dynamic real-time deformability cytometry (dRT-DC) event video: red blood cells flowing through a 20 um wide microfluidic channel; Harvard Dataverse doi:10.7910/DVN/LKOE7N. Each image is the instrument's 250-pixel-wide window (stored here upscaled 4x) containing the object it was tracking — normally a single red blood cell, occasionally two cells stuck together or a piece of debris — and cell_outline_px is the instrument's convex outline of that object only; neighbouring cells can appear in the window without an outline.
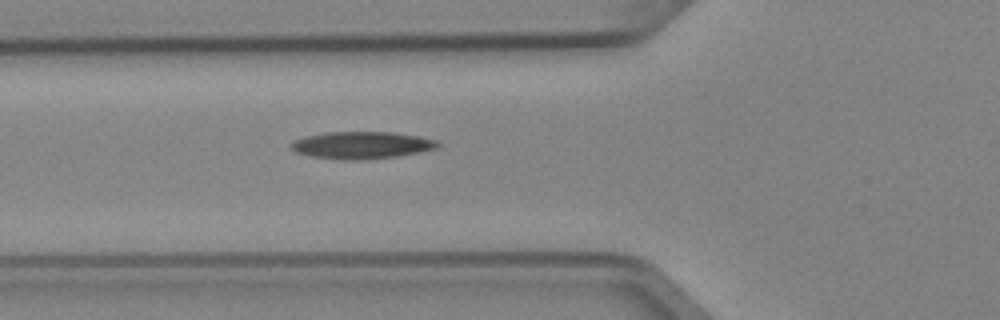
{"species": "Egyptian fruit bat (a non-hibernating species)", "species_latin": "Rousettus aegyptiacus", "temperature_condition": "cold", "stored_images_in_passage": 5, "camera_frame_rate_fps": 3000, "um_per_image_px": 0.085, "animal": {"sex": "female"}, "frame": {"image": 1, "passage_image": 5, "time_ms": 1.333, "image_size_px": [1000, 320], "cell_outline_px": [[440, 144], [436, 148], [420, 152], [396, 156], [360, 160], [344, 160], [312, 156], [296, 152], [288, 144], [292, 140], [304, 136], [324, 132], [392, 132], [420, 136], [440, 140]], "centroid_in_image_um": [30.74, 12.33], "position_along_channel_um": 95.1, "area_um2": 23.41}}